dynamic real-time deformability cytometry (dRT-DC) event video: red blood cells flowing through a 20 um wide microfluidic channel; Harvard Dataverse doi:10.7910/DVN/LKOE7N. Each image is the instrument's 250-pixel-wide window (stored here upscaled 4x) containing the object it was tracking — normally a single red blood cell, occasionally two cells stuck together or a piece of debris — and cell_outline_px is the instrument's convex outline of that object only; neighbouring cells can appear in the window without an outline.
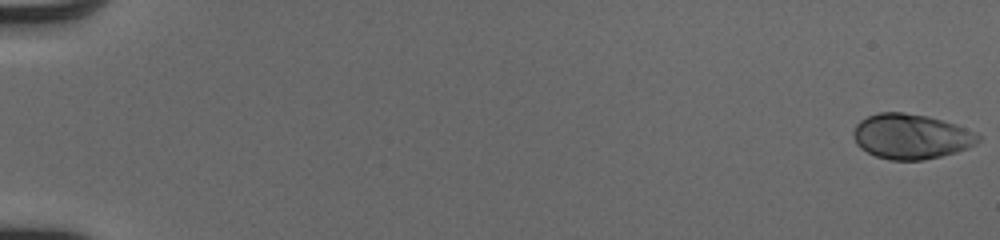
{"species": "human", "species_latin": "Homo sapiens", "temperature_condition": "cold", "stored_images_in_passage": 52, "camera_frame_rate_fps": 3000, "um_per_image_px": 0.085, "donor": {"sex": "male"}, "frame": {"image": 1, "passage_image": 1, "time_ms": 0.0, "image_size_px": [1000, 240], "cell_outline_px": [[980, 140], [976, 144], [968, 148], [956, 152], [940, 156], [920, 160], [888, 160], [876, 156], [860, 148], [856, 144], [852, 132], [856, 124], [860, 120], [868, 116], [880, 112], [904, 112], [928, 116], [956, 124], [980, 136]], "centroid_in_image_um": [77.41, 11.59], "position_along_channel_um": 7.6, "area_um2": 32.71}}
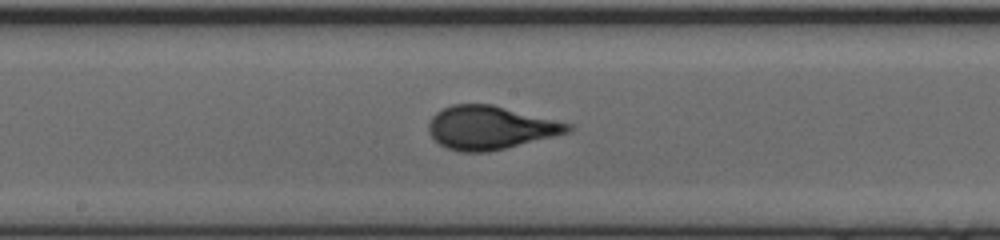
{"frame": {"image": 2, "passage_image": 30, "time_ms": 9.667, "image_size_px": [1000, 240], "cell_outline_px": [[572, 128], [568, 132], [488, 152], [460, 152], [448, 148], [440, 144], [428, 132], [428, 124], [432, 116], [436, 112], [452, 104], [492, 104], [572, 124]], "centroid_in_image_um": [41.63, 10.84], "position_along_channel_um": 206.6, "area_um2": 34.8}}
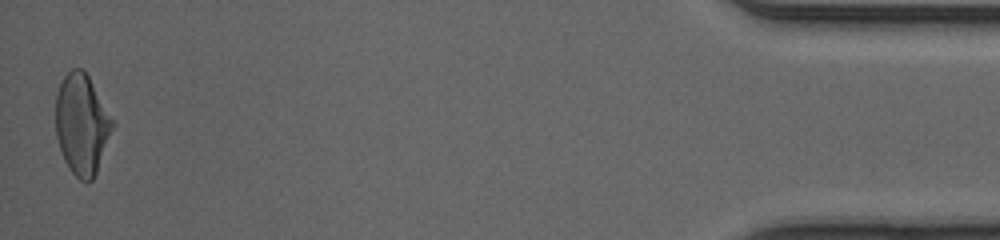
{"frame": {"image": 3, "passage_image": 52, "time_ms": 17.0, "image_size_px": [1000, 240], "cell_outline_px": [[116, 124], [96, 172], [92, 180], [80, 180], [68, 168], [64, 160], [56, 136], [56, 92], [64, 76], [72, 68], [80, 68], [88, 76]], "centroid_in_image_um": [6.96, 10.56], "position_along_channel_um": 428.2, "area_um2": 33.12}, "authors_computed_cell_mechanics": {"area_um2": 33.4373, "velocity_mm_per_s": 4.1178, "shape_relaxation_time_tau1_ms": 4.8402, "shape_relaxation_time_tau2_ms": null, "deformation_change_tau1": 0.1946, "deformation_change_tau2": null}}